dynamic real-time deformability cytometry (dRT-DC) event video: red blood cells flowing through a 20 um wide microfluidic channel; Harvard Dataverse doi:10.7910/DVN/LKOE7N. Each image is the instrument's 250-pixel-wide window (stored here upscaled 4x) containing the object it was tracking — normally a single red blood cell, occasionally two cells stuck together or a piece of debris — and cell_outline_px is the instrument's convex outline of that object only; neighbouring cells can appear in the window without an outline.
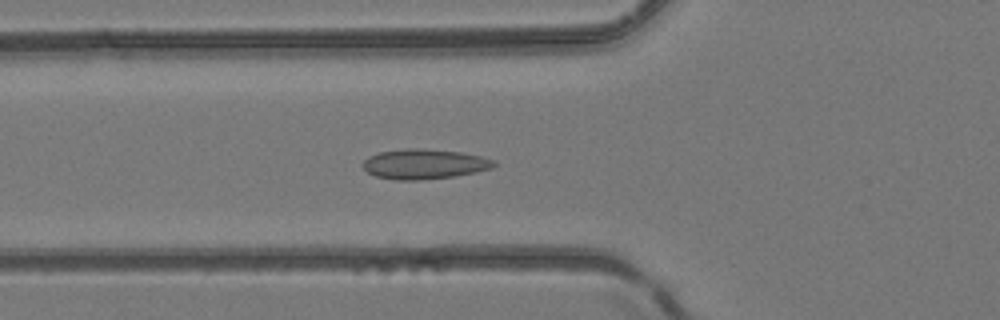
{"species": "common noctule bat (a hibernating species)", "species_latin": "Nyctalus noctula", "temperature_condition": "room temperature", "stored_images_in_passage": 48, "camera_frame_rate_fps": 3000, "um_per_image_px": 0.085, "animal": {"sex": "female", "body_mass_g": 24.6, "forearm_length_mm": 56.2}, "frame": {"image": 1, "passage_image": 18, "time_ms": 5.667, "image_size_px": [1000, 320], "cell_outline_px": [[496, 164], [492, 168], [476, 172], [456, 176], [420, 180], [396, 180], [376, 176], [368, 172], [364, 168], [364, 160], [368, 156], [380, 152], [408, 148], [416, 148], [460, 152], [480, 156], [496, 160]], "centroid_in_image_um": [36.09, 13.95], "position_along_channel_um": 89.7, "area_um2": 22.77}}
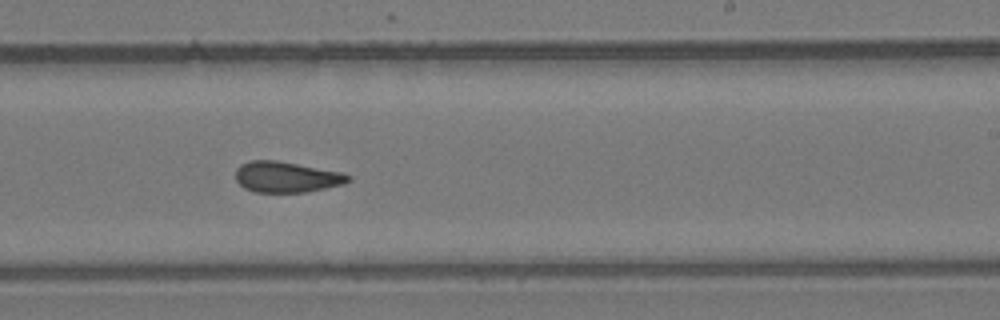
{"frame": {"image": 2, "passage_image": 30, "time_ms": 9.667, "image_size_px": [1000, 320], "cell_outline_px": [[352, 180], [344, 184], [308, 192], [256, 192], [244, 188], [236, 180], [236, 168], [240, 164], [248, 160], [276, 160], [344, 172], [352, 176]], "centroid_in_image_um": [24.38, 15.04], "position_along_channel_um": 264.6, "area_um2": 20.52}}
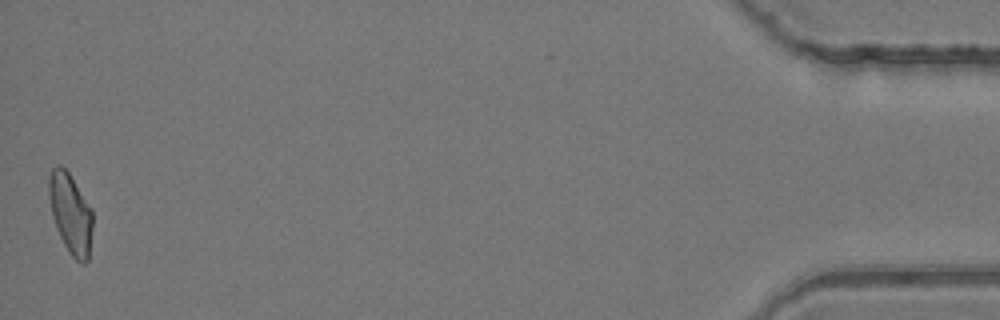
{"frame": {"image": 3, "passage_image": 48, "time_ms": 15.667, "image_size_px": [1000, 320], "cell_outline_px": [[92, 228], [88, 260], [84, 264], [76, 260], [68, 252], [56, 228], [52, 216], [48, 196], [48, 180], [52, 168], [56, 164], [60, 164], [68, 172], [92, 208]], "centroid_in_image_um": [5.98, 18.13], "position_along_channel_um": 429.2, "area_um2": 20.52}}